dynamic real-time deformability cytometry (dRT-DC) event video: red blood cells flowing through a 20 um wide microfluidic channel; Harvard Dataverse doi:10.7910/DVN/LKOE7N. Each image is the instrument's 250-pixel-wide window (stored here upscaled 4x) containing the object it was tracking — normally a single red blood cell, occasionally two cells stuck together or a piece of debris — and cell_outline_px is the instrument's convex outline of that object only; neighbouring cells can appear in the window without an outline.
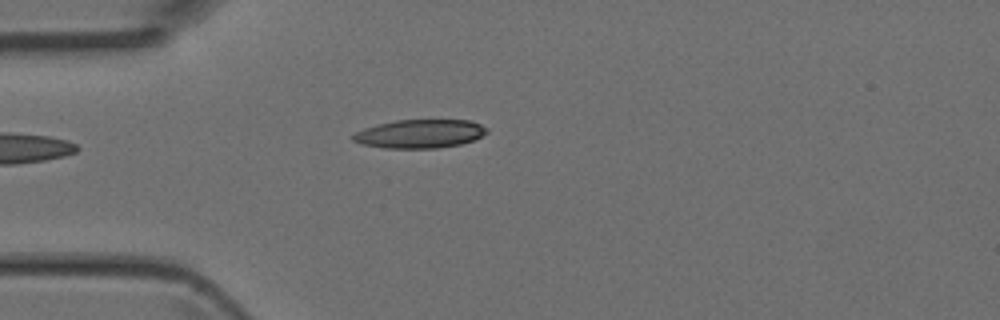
{"species": "Egyptian fruit bat (a non-hibernating species)", "species_latin": "Rousettus aegyptiacus", "temperature_condition": "room temperature", "stored_images_in_passage": 4, "camera_frame_rate_fps": 3000, "um_per_image_px": 0.085, "animal": {"sex": "female"}, "frame": {"image": 1, "passage_image": 4, "time_ms": 1.0, "image_size_px": [1000, 320], "cell_outline_px": [[488, 132], [472, 140], [460, 144], [436, 148], [384, 148], [364, 144], [352, 140], [352, 136], [356, 132], [364, 128], [396, 120], [472, 120], [488, 128]], "centroid_in_image_um": [35.71, 11.37], "position_along_channel_um": 49.3, "area_um2": 22.08}}